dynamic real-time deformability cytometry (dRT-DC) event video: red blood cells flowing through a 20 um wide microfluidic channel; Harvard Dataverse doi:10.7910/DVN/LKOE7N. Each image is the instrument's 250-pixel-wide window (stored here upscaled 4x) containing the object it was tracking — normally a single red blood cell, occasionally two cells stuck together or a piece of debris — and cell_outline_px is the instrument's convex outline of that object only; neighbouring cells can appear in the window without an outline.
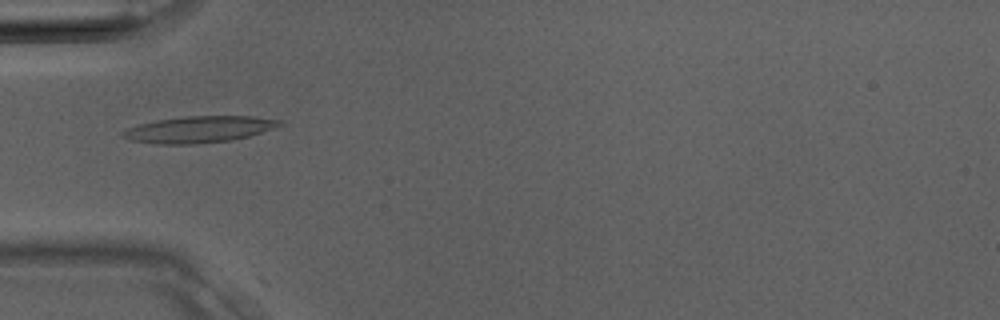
{"species": "Egyptian fruit bat (a non-hibernating species)", "species_latin": "Rousettus aegyptiacus", "temperature_condition": "room temperature", "stored_images_in_passage": 29, "camera_frame_rate_fps": 3000, "um_per_image_px": 0.085, "animal": {"sex": "male"}, "frame": {"image": 1, "passage_image": 4, "time_ms": 1.0, "image_size_px": [1000, 320], "cell_outline_px": [[284, 124], [248, 136], [232, 140], [196, 144], [156, 144], [132, 140], [120, 136], [120, 132], [128, 128], [140, 124], [156, 120], [184, 116], [252, 116], [280, 120]], "centroid_in_image_um": [16.88, 11.0], "position_along_channel_um": 68.1, "area_um2": 24.1}}
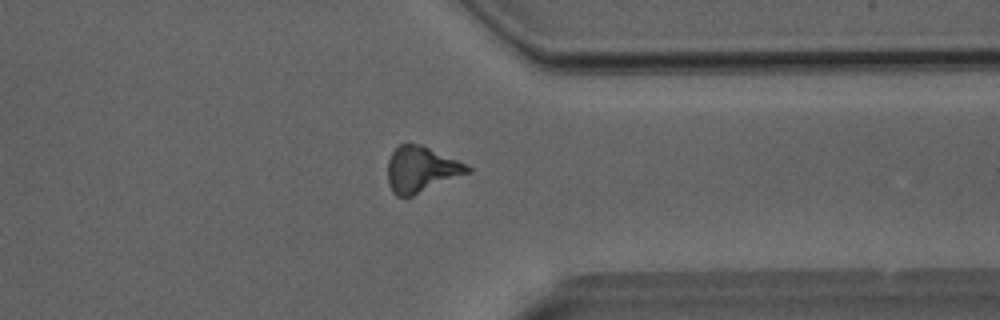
{"frame": {"image": 2, "passage_image": 21, "time_ms": 6.667, "image_size_px": [1000, 320], "cell_outline_px": [[472, 172], [408, 200], [396, 196], [392, 192], [388, 184], [388, 160], [392, 152], [400, 144], [420, 144], [456, 160], [472, 168]], "centroid_in_image_um": [35.79, 14.48], "position_along_channel_um": 375.6, "area_um2": 21.85}}
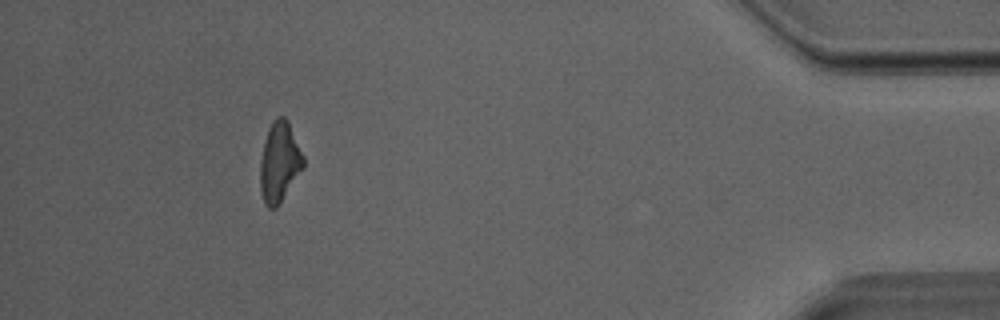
{"frame": {"image": 3, "passage_image": 26, "time_ms": 8.333, "image_size_px": [1000, 320], "cell_outline_px": [[304, 168], [280, 204], [276, 208], [268, 208], [264, 204], [260, 188], [260, 160], [264, 140], [268, 128], [272, 120], [276, 116], [284, 116], [288, 120], [304, 156]], "centroid_in_image_um": [23.75, 13.78], "position_along_channel_um": 411.4, "area_um2": 20.58}}